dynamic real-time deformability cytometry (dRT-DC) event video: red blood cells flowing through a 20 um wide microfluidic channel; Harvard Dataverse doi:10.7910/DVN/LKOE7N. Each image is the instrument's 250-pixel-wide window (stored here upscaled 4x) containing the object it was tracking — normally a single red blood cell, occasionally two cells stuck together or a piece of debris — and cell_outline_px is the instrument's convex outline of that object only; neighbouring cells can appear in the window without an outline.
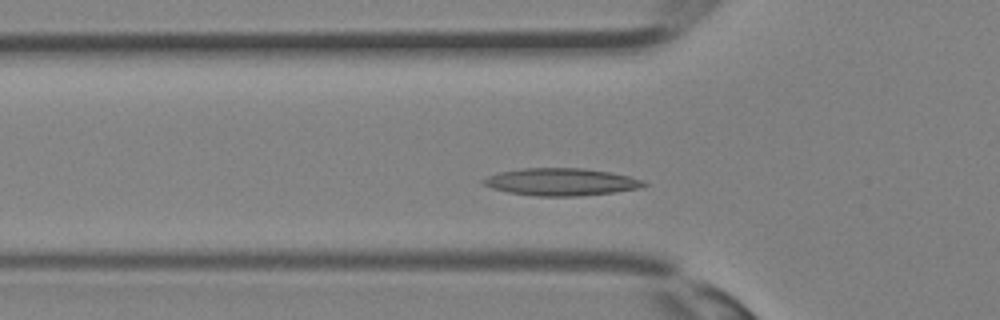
{"species": "Egyptian fruit bat (a non-hibernating species)", "species_latin": "Rousettus aegyptiacus", "temperature_condition": "room temperature", "stored_images_in_passage": 30, "camera_frame_rate_fps": 3000, "um_per_image_px": 0.085, "animal": {"sex": "female"}, "frame": {"image": 1, "passage_image": 6, "time_ms": 1.667, "image_size_px": [1000, 320], "cell_outline_px": [[648, 184], [636, 188], [612, 192], [580, 196], [536, 196], [508, 192], [492, 188], [484, 184], [480, 180], [488, 176], [500, 172], [524, 168], [584, 168], [612, 172], [644, 180]], "centroid_in_image_um": [47.68, 15.45], "position_along_channel_um": 78.1, "area_um2": 25.43}}
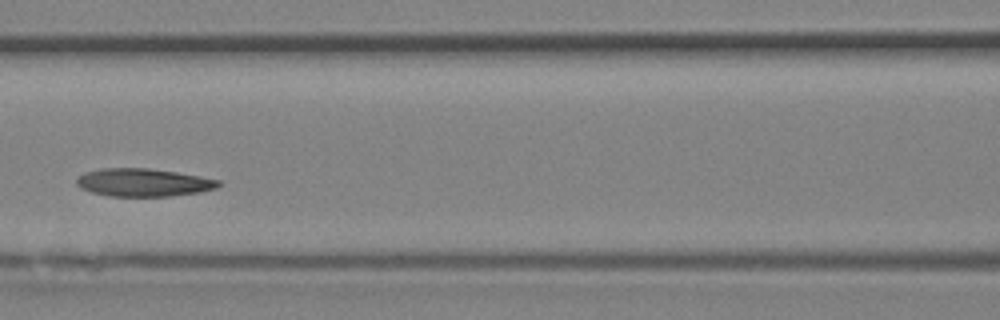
{"frame": {"image": 2, "passage_image": 10, "time_ms": 3.0, "image_size_px": [1000, 320], "cell_outline_px": [[224, 184], [216, 188], [200, 192], [168, 196], [108, 196], [92, 192], [80, 188], [76, 184], [76, 180], [84, 172], [100, 168], [148, 168], [176, 172], [200, 176], [220, 180]], "centroid_in_image_um": [12.2, 15.51], "position_along_channel_um": 154.4, "area_um2": 23.18}}
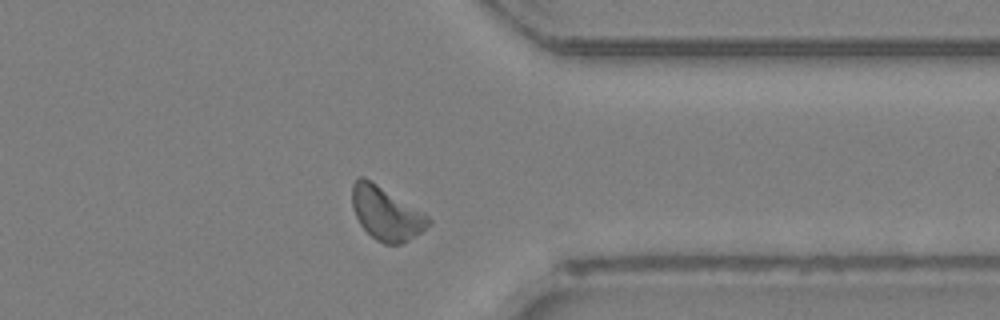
{"frame": {"image": 3, "passage_image": 22, "time_ms": 7.0, "image_size_px": [1000, 320], "cell_outline_px": [[432, 224], [408, 240], [400, 244], [384, 244], [376, 240], [360, 224], [352, 208], [352, 184], [360, 176], [364, 176], [424, 212], [432, 220]], "centroid_in_image_um": [32.82, 18.13], "position_along_channel_um": 378.6, "area_um2": 23.64}}